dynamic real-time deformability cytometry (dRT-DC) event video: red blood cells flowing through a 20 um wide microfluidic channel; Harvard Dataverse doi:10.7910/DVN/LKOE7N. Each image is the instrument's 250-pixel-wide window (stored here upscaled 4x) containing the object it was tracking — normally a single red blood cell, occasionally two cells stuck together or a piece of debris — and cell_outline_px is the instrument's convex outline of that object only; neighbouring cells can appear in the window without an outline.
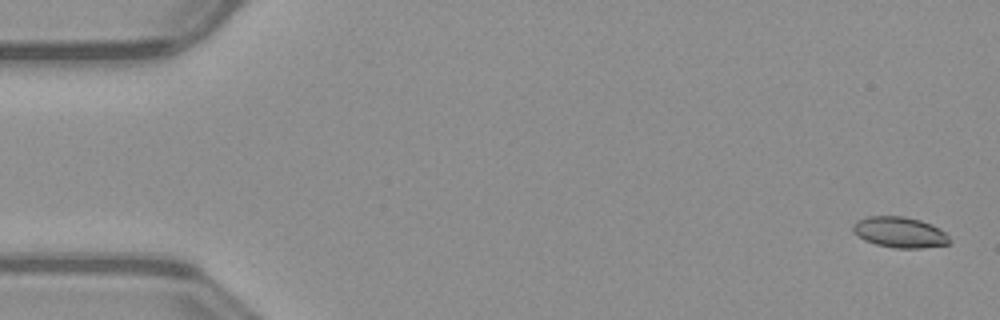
{"species": "common noctule bat (a hibernating species)", "species_latin": "Nyctalus noctula", "temperature_condition": "warm", "stored_images_in_passage": 51, "camera_frame_rate_fps": 3000, "um_per_image_px": 0.085, "animal": {"sex": "male", "body_mass_g": 23.1, "forearm_length_mm": 52.7}, "frame": {"image": 1, "passage_image": 1, "time_ms": 0.0, "image_size_px": [1000, 320], "cell_outline_px": [[952, 240], [948, 244], [920, 248], [896, 248], [876, 244], [864, 240], [852, 232], [852, 224], [856, 220], [868, 216], [904, 216], [920, 220], [932, 224], [940, 228]], "centroid_in_image_um": [76.46, 19.73], "position_along_channel_um": 8.5, "area_um2": 17.46}}
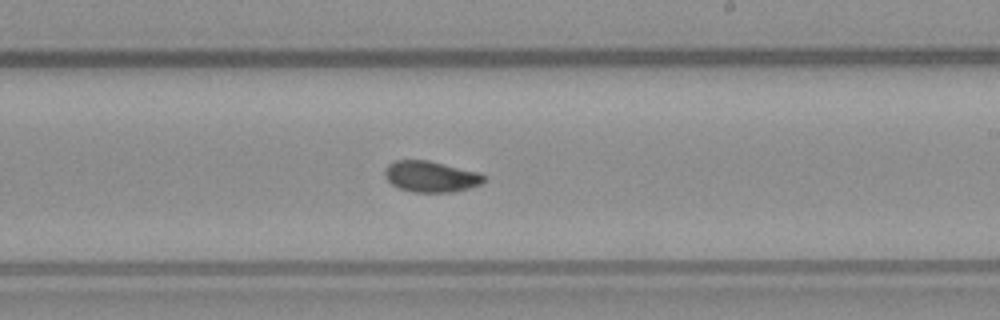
{"frame": {"image": 2, "passage_image": 30, "time_ms": 9.667, "image_size_px": [1000, 320], "cell_outline_px": [[488, 176], [480, 184], [468, 188], [452, 192], [412, 192], [400, 188], [392, 184], [384, 176], [384, 168], [388, 164], [396, 160], [428, 160], [480, 172]], "centroid_in_image_um": [36.63, 15.0], "position_along_channel_um": 252.4, "area_um2": 18.03}}
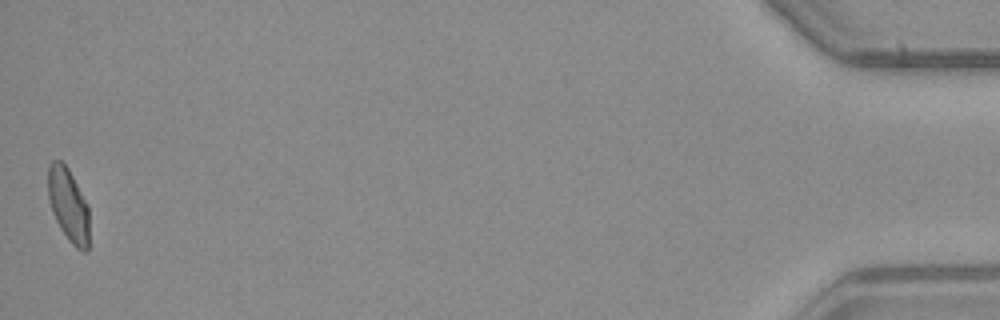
{"frame": {"image": 3, "passage_image": 51, "time_ms": 16.667, "image_size_px": [1000, 320], "cell_outline_px": [[88, 252], [84, 252], [76, 248], [68, 240], [60, 228], [52, 212], [48, 196], [48, 164], [52, 160], [60, 160], [68, 168], [88, 204]], "centroid_in_image_um": [5.81, 17.42], "position_along_channel_um": 429.4, "area_um2": 17.69}, "authors_computed_cell_mechanics": {"area_um2": 17.7446, "velocity_mm_per_s": 4.0037, "shape_relaxation_time_tau1_ms": 10.3879, "shape_relaxation_time_tau2_ms": 1.4891, "deformation_change_tau1": 0.191, "deformation_change_tau2": 0.0511}}